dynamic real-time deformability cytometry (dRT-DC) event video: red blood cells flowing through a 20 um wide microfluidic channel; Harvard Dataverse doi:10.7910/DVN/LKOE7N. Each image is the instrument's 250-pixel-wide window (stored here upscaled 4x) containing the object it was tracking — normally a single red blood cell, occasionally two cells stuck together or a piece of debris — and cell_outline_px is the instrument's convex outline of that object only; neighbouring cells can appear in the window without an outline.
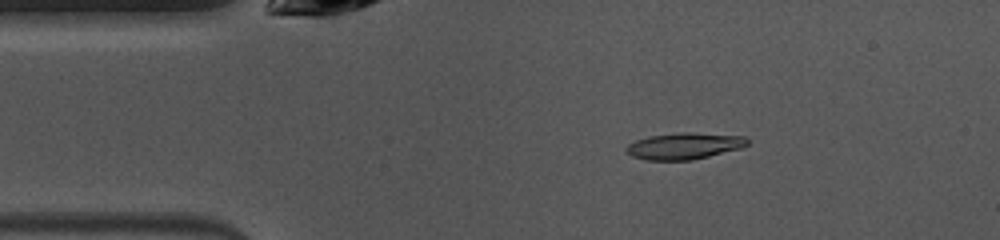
{"species": "common noctule bat (a hibernating species)", "species_latin": "Nyctalus noctula", "temperature_condition": "warm", "stored_images_in_passage": 47, "camera_frame_rate_fps": 3000, "um_per_image_px": 0.085, "animal": {"sex": "female", "body_mass_g": 10.0, "forearm_length_mm": 53.1}, "frame": {"image": 1, "passage_image": 7, "time_ms": 2.0, "image_size_px": [1000, 240], "cell_outline_px": [[748, 144], [740, 148], [692, 160], [648, 160], [632, 156], [624, 148], [628, 144], [636, 140], [648, 136], [680, 132], [692, 132], [744, 136], [748, 140]], "centroid_in_image_um": [58.14, 12.4], "position_along_channel_um": 26.9, "area_um2": 18.61}}
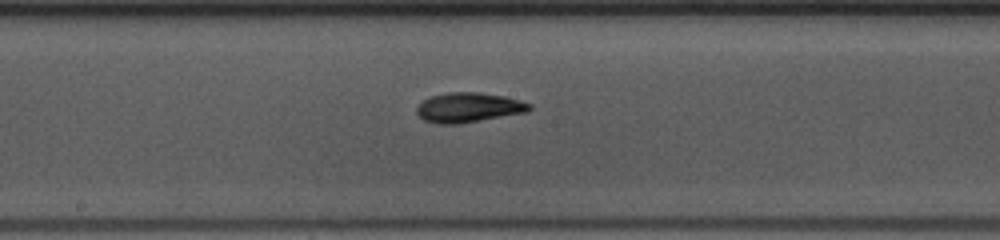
{"frame": {"image": 2, "passage_image": 23, "time_ms": 7.333, "image_size_px": [1000, 240], "cell_outline_px": [[532, 108], [528, 112], [456, 124], [440, 124], [424, 120], [416, 112], [416, 108], [428, 96], [448, 92], [480, 92], [504, 96], [520, 100], [532, 104]], "centroid_in_image_um": [39.84, 9.12], "position_along_channel_um": 208.4, "area_um2": 19.54}}
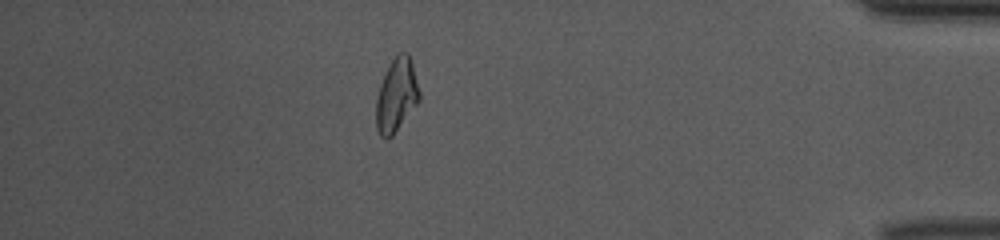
{"frame": {"image": 3, "passage_image": 41, "time_ms": 13.333, "image_size_px": [1000, 240], "cell_outline_px": [[420, 100], [392, 136], [388, 140], [384, 140], [380, 136], [376, 128], [376, 96], [380, 84], [392, 60], [400, 52], [408, 52], [412, 60], [420, 92]], "centroid_in_image_um": [33.7, 8.12], "position_along_channel_um": 401.5, "area_um2": 18.61}, "authors_computed_cell_mechanics": {"area_um2": 18.496, "velocity_mm_per_s": 4.0364, "shape_relaxation_time_tau1_ms": 3.8362, "shape_relaxation_time_tau2_ms": 3.7872, "deformation_change_tau1": 0.1499, "deformation_change_tau2": 0.1106}}